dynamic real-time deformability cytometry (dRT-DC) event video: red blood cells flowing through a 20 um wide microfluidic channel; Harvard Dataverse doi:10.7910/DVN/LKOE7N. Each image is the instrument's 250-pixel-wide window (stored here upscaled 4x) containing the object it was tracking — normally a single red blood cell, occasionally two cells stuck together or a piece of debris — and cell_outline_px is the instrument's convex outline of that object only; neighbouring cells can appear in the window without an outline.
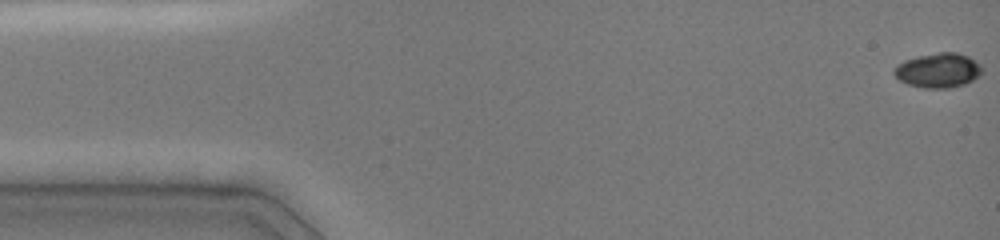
{"species": "common noctule bat (a hibernating species)", "species_latin": "Nyctalus noctula", "temperature_condition": "cold", "stored_images_in_passage": 12, "camera_frame_rate_fps": 3000, "um_per_image_px": 0.085, "animal": {"sex": "female", "body_mass_g": 19.0, "forearm_length_mm": 51.5}, "frame": {"image": 1, "passage_image": 1, "time_ms": 0.0, "image_size_px": [1000, 240], "cell_outline_px": [[984, 72], [972, 80], [964, 84], [948, 88], [924, 88], [908, 84], [900, 80], [892, 72], [904, 60], [916, 56], [940, 52], [956, 52], [968, 56], [976, 60], [984, 68]], "centroid_in_image_um": [79.79, 5.97], "position_along_channel_um": 5.2, "area_um2": 17.74}}
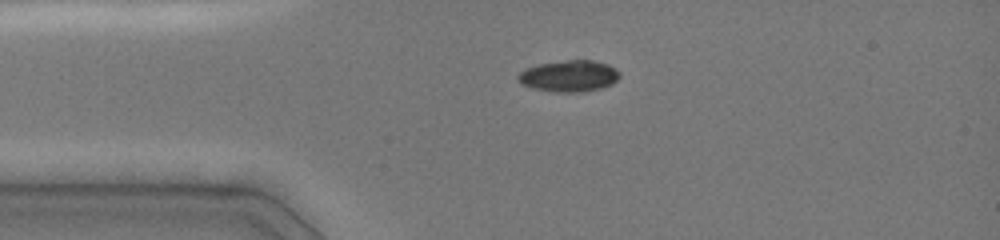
{"frame": {"image": 2, "passage_image": 8, "time_ms": 3.333, "image_size_px": [1000, 240], "cell_outline_px": [[620, 76], [612, 84], [604, 88], [584, 92], [556, 92], [532, 88], [520, 84], [516, 80], [516, 76], [524, 68], [540, 64], [568, 60], [592, 60], [608, 64], [616, 68], [620, 72]], "centroid_in_image_um": [48.37, 6.47], "position_along_channel_um": 36.6, "area_um2": 18.9}}
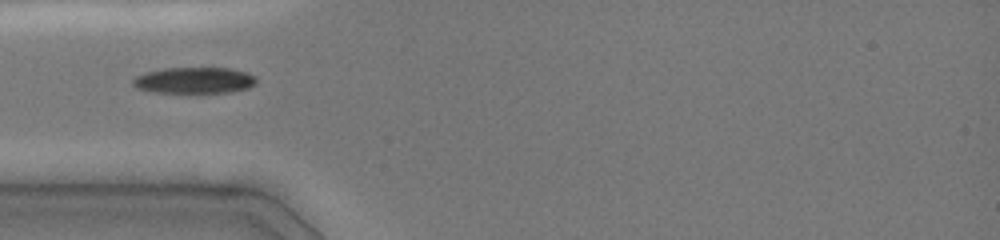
{"frame": {"image": 3, "passage_image": 11, "time_ms": 4.667, "image_size_px": [1000, 240], "cell_outline_px": [[256, 84], [248, 88], [232, 92], [156, 92], [136, 88], [132, 84], [132, 80], [136, 76], [144, 72], [164, 68], [232, 68], [248, 72], [256, 76]], "centroid_in_image_um": [16.54, 6.82], "position_along_channel_um": 68.5, "area_um2": 18.96}}